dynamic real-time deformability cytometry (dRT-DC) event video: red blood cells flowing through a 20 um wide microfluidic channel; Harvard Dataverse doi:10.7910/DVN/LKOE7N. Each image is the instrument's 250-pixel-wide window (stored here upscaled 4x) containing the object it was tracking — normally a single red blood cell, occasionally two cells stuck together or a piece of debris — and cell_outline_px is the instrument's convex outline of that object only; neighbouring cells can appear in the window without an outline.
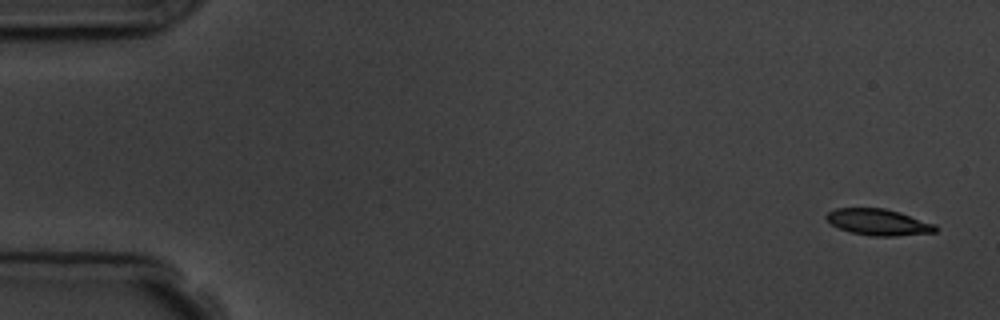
{"species": "common noctule bat (a hibernating species)", "species_latin": "Nyctalus noctula", "temperature_condition": "room temperature", "stored_images_in_passage": 5, "camera_frame_rate_fps": 3000, "um_per_image_px": 0.085, "animal": {"sex": "male", "body_mass_g": 19.5, "forearm_length_mm": 54.6}, "frame": {"image": 1, "passage_image": 1, "time_ms": 0.0, "image_size_px": [1000, 320], "cell_outline_px": [[936, 232], [896, 236], [872, 236], [852, 232], [840, 228], [832, 224], [824, 216], [828, 212], [836, 208], [884, 208], [900, 212], [936, 224]], "centroid_in_image_um": [74.68, 18.87], "position_along_channel_um": 10.3, "area_um2": 16.65}}
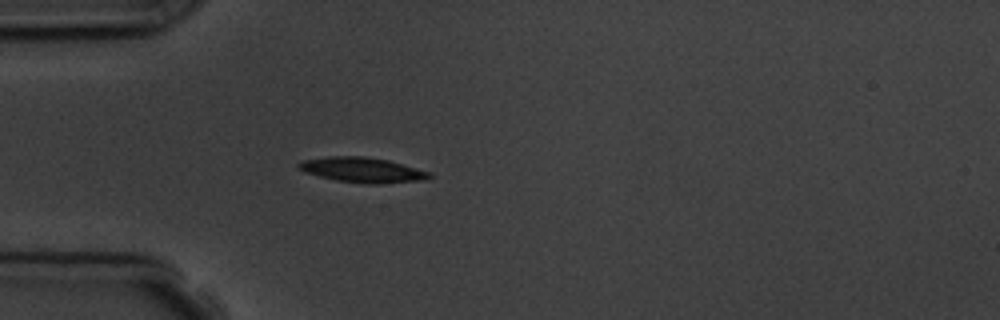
{"frame": {"image": 2, "passage_image": 5, "time_ms": 4.667, "image_size_px": [1000, 320], "cell_outline_px": [[432, 176], [420, 180], [380, 184], [372, 184], [336, 180], [304, 172], [296, 164], [304, 160], [328, 156], [364, 156], [388, 160], [432, 172]], "centroid_in_image_um": [30.81, 14.43], "position_along_channel_um": 54.2, "area_um2": 18.9}}